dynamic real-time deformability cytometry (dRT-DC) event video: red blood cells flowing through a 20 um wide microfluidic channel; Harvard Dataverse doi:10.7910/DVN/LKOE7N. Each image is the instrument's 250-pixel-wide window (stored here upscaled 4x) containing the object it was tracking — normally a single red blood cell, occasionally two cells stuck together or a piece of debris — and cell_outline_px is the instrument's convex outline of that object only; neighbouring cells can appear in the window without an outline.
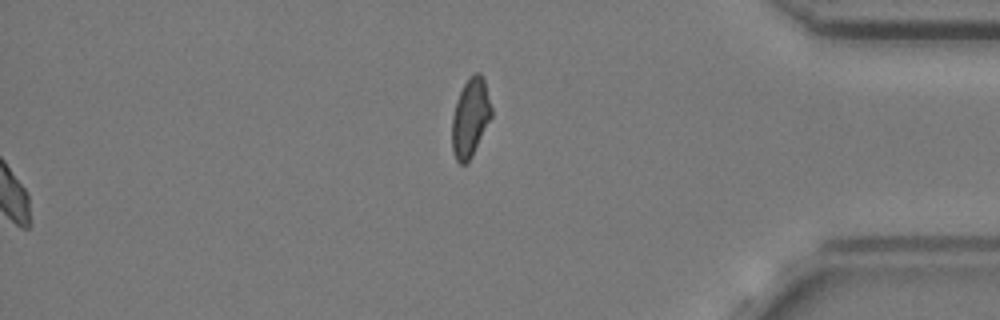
{"species": "common noctule bat (a hibernating species)", "species_latin": "Nyctalus noctula", "temperature_condition": "cold", "stored_images_in_passage": 58, "segment_of_instrument_passage": [2, 2], "camera_frame_rate_fps": 3000, "um_per_image_px": 0.085, "animal": {"sex": "female", "body_mass_g": 24.6, "forearm_length_mm": 56.2}, "frame": {"image": 1, "passage_image": 58, "time_ms": 19.0, "image_size_px": [1000, 320], "cell_outline_px": [[492, 116], [472, 156], [464, 164], [460, 164], [456, 160], [452, 148], [452, 116], [456, 100], [464, 84], [476, 72], [480, 72], [484, 76], [492, 108]], "centroid_in_image_um": [39.99, 9.98], "position_along_channel_um": 395.2, "area_um2": 18.03}}